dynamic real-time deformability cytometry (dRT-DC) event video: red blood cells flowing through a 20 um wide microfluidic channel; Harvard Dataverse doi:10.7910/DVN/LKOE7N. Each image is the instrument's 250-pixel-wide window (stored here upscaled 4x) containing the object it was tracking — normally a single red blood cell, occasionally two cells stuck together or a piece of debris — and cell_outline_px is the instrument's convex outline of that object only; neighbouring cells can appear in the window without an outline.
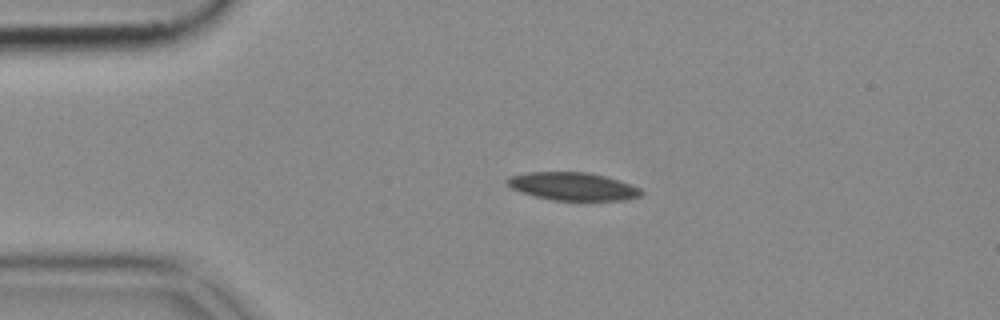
{"species": "common noctule bat (a hibernating species)", "species_latin": "Nyctalus noctula", "temperature_condition": "cold", "stored_images_in_passage": 43, "camera_frame_rate_fps": 3000, "um_per_image_px": 0.085, "animal": {"sex": "female", "body_mass_g": 18.4}, "frame": {"image": 1, "passage_image": 1, "time_ms": 0.0, "image_size_px": [1000, 320], "cell_outline_px": [[644, 192], [640, 196], [620, 200], [552, 200], [520, 192], [504, 184], [504, 180], [508, 176], [528, 172], [584, 172], [604, 176], [640, 188]], "centroid_in_image_um": [48.6, 15.84], "position_along_channel_um": 36.4, "area_um2": 21.68}}
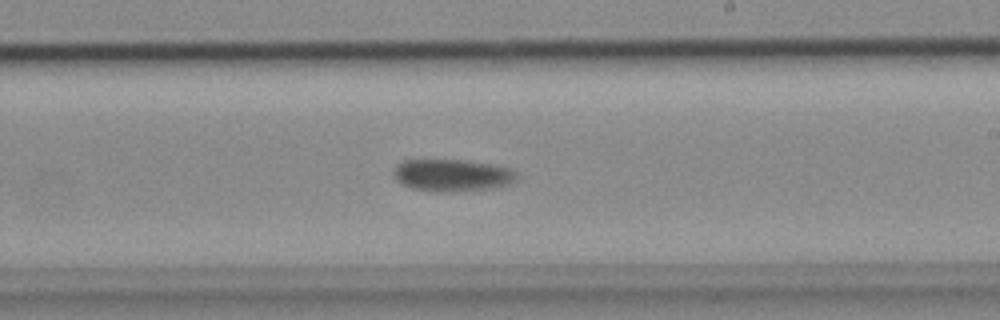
{"frame": {"image": 2, "passage_image": 21, "time_ms": 6.667, "image_size_px": [1000, 320], "cell_outline_px": [[516, 180], [508, 184], [496, 188], [452, 192], [436, 192], [412, 188], [396, 180], [392, 172], [392, 168], [396, 164], [404, 160], [464, 160], [488, 164], [508, 168], [516, 172]], "centroid_in_image_um": [38.39, 14.9], "position_along_channel_um": 250.6, "area_um2": 23.12}}
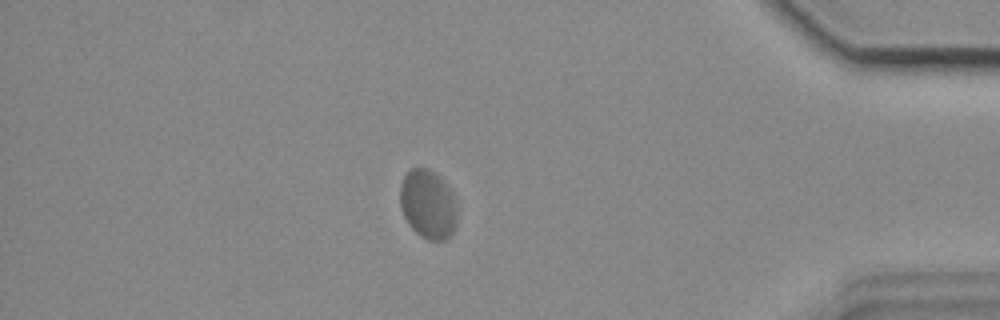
{"frame": {"image": 3, "passage_image": 36, "time_ms": 11.667, "image_size_px": [1000, 320], "cell_outline_px": [[456, 224], [452, 232], [444, 240], [428, 240], [420, 236], [408, 224], [404, 216], [400, 204], [400, 184], [404, 176], [412, 168], [428, 168], [452, 192], [456, 204]], "centroid_in_image_um": [36.35, 17.39], "position_along_channel_um": 398.8, "area_um2": 22.6}}